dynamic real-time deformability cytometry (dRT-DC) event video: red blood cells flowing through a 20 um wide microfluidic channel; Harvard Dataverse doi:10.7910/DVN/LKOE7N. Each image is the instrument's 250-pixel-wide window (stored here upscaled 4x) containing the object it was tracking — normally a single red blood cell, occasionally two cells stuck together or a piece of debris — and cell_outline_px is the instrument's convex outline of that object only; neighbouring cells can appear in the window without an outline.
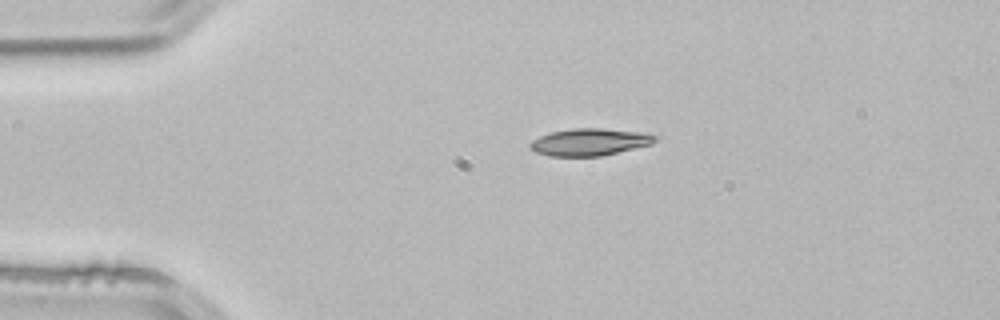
{"species": "common noctule bat (a hibernating species)", "species_latin": "Nyctalus noctula", "temperature_condition": "room temperature", "stored_images_in_passage": 2, "camera_frame_rate_fps": 3000, "um_per_image_px": 0.085, "animal": {"sex": "male", "body_mass_g": 21.5, "forearm_length_mm": 52.0}, "frame": {"image": 1, "passage_image": 1, "time_ms": 0.0, "image_size_px": [1000, 320], "cell_outline_px": [[660, 136], [652, 144], [600, 156], [548, 156], [536, 152], [528, 148], [528, 144], [532, 140], [540, 136], [552, 132], [572, 128], [600, 128], [644, 132]], "centroid_in_image_um": [50.12, 12.07], "position_along_channel_um": 34.9, "area_um2": 19.88}}